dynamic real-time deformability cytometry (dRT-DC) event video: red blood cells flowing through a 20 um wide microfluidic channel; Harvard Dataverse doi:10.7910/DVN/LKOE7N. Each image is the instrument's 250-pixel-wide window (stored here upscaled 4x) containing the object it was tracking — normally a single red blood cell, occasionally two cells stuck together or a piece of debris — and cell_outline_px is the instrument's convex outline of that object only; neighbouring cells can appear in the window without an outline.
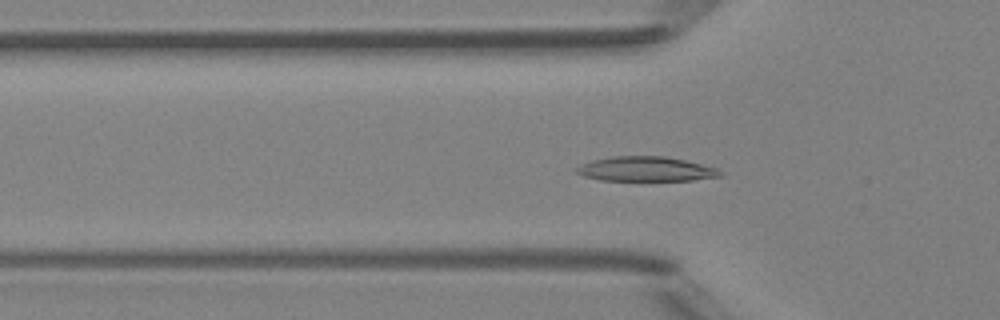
{"species": "Egyptian fruit bat (a non-hibernating species)", "species_latin": "Rousettus aegyptiacus", "temperature_condition": "room temperature", "stored_images_in_passage": 49, "camera_frame_rate_fps": 3000, "um_per_image_px": 0.085, "animal": {"sex": "female"}, "frame": {"image": 1, "passage_image": 16, "time_ms": 5.0, "image_size_px": [1000, 320], "cell_outline_px": [[724, 176], [692, 180], [600, 180], [584, 176], [576, 172], [576, 168], [592, 160], [612, 156], [664, 156], [684, 160], [716, 168], [724, 172]], "centroid_in_image_um": [54.93, 14.37], "position_along_channel_um": 70.9, "area_um2": 20.46}}
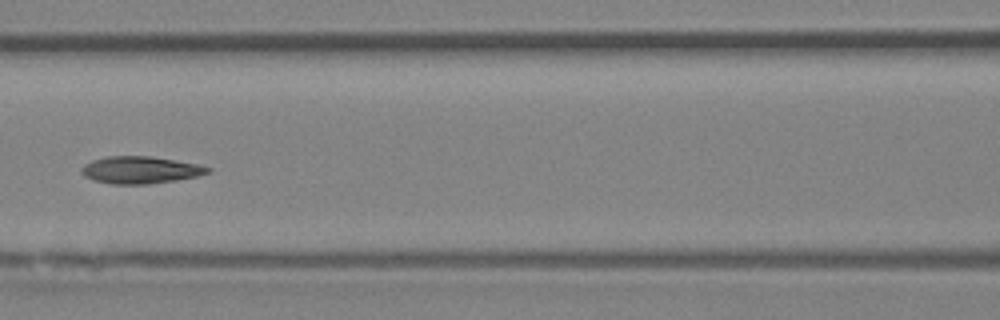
{"frame": {"image": 2, "passage_image": 22, "time_ms": 7.0, "image_size_px": [1000, 320], "cell_outline_px": [[212, 168], [208, 172], [196, 176], [176, 180], [148, 184], [112, 184], [92, 180], [84, 176], [80, 172], [80, 168], [84, 164], [92, 160], [108, 156], [152, 156], [196, 164]], "centroid_in_image_um": [11.86, 14.45], "position_along_channel_um": 154.7, "area_um2": 19.94}}
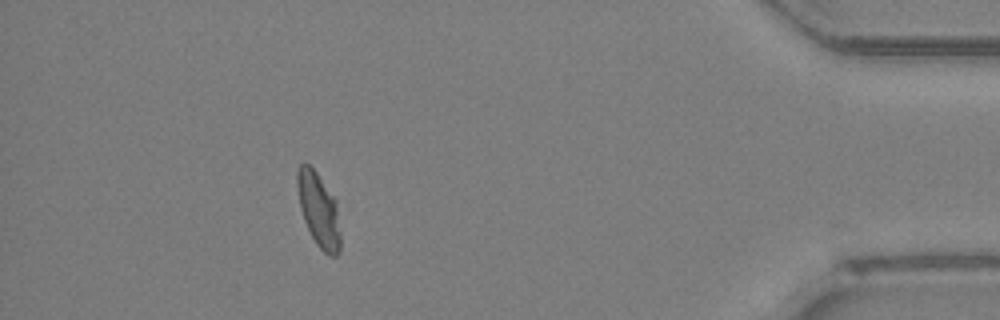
{"frame": {"image": 3, "passage_image": 44, "time_ms": 14.333, "image_size_px": [1000, 320], "cell_outline_px": [[340, 252], [336, 256], [328, 256], [316, 244], [304, 220], [300, 208], [296, 184], [296, 168], [300, 164], [308, 164], [316, 172], [336, 200], [340, 232]], "centroid_in_image_um": [27.08, 17.84], "position_along_channel_um": 408.1, "area_um2": 18.67}, "authors_computed_cell_mechanics": {"area_um2": 19.8832, "velocity_mm_per_s": 4.1895, "shape_relaxation_time_tau1_ms": 3.5363, "shape_relaxation_time_tau2_ms": 3.9486, "deformation_change_tau1": 0.1434, "deformation_change_tau2": 0.048}}